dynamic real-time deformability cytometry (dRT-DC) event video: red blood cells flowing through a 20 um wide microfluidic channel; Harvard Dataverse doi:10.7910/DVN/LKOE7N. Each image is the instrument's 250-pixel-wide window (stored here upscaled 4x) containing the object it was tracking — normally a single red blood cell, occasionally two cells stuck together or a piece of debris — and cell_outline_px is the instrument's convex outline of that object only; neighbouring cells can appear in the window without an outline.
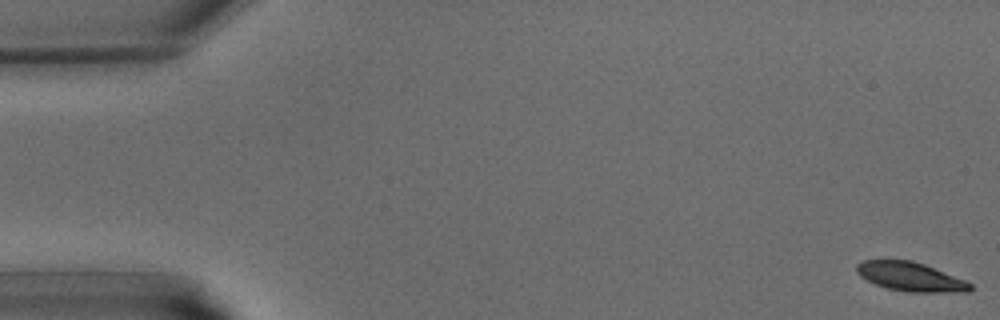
{"species": "common noctule bat (a hibernating species)", "species_latin": "Nyctalus noctula", "temperature_condition": "warm", "stored_images_in_passage": 42, "camera_frame_rate_fps": 3000, "um_per_image_px": 0.085, "animal": {"sex": "male", "body_mass_g": 15.6}, "frame": {"image": 1, "passage_image": 1, "time_ms": 0.0, "image_size_px": [1000, 320], "cell_outline_px": [[972, 288], [968, 292], [908, 292], [888, 288], [876, 284], [860, 276], [856, 272], [856, 264], [864, 260], [912, 260], [924, 264], [964, 280], [972, 284]], "centroid_in_image_um": [77.38, 23.52], "position_along_channel_um": 7.6, "area_um2": 19.02}}
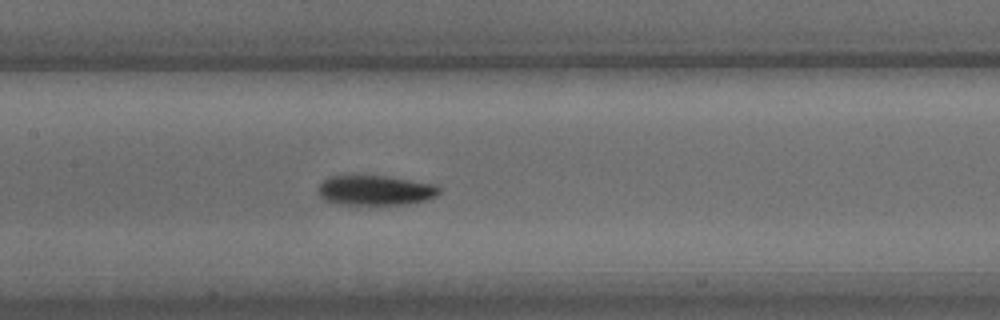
{"frame": {"image": 2, "passage_image": 20, "time_ms": 6.333, "image_size_px": [1000, 320], "cell_outline_px": [[440, 192], [436, 196], [424, 200], [408, 204], [340, 204], [324, 200], [316, 192], [316, 188], [324, 180], [332, 176], [384, 176], [432, 184], [440, 188]], "centroid_in_image_um": [31.85, 16.18], "position_along_channel_um": 175.6, "area_um2": 20.81}}
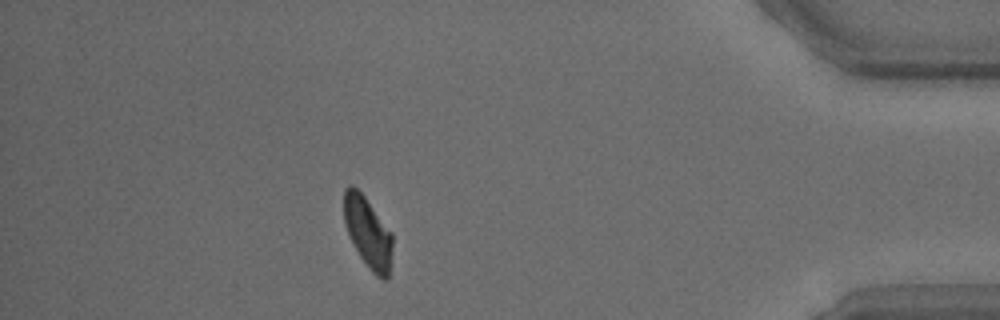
{"frame": {"image": 3, "passage_image": 37, "time_ms": 12.0, "image_size_px": [1000, 320], "cell_outline_px": [[392, 248], [388, 276], [384, 280], [380, 280], [372, 272], [360, 256], [344, 224], [344, 188], [348, 184], [352, 184], [364, 196], [392, 232]], "centroid_in_image_um": [31.27, 19.73], "position_along_channel_um": 403.9, "area_um2": 19.83}}